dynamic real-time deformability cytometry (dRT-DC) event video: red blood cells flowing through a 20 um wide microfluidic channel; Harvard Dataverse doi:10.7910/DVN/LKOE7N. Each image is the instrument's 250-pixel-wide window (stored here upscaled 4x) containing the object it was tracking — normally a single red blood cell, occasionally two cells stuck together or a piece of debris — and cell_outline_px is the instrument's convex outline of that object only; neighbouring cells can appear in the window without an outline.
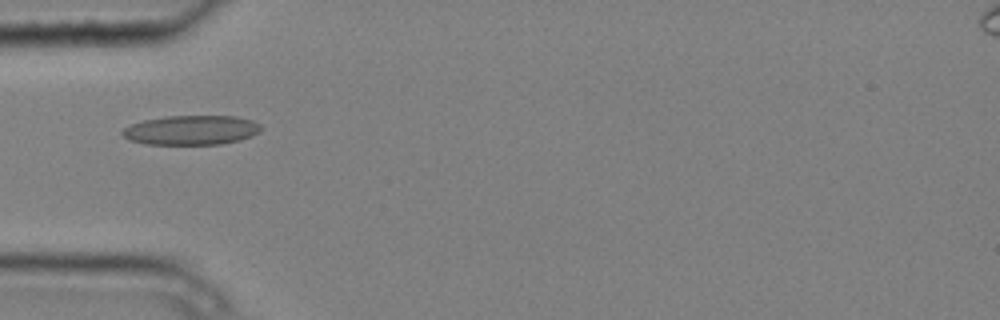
{"species": "common noctule bat (a hibernating species)", "species_latin": "Nyctalus noctula", "temperature_condition": "cold", "stored_images_in_passage": 10, "camera_frame_rate_fps": 3000, "um_per_image_px": 0.085, "animal": {"sex": "male", "body_mass_g": 20.4}, "frame": {"image": 1, "passage_image": 2, "time_ms": 0.333, "image_size_px": [1000, 320], "cell_outline_px": [[264, 128], [260, 132], [252, 136], [240, 140], [220, 144], [144, 144], [128, 140], [120, 132], [124, 128], [132, 124], [144, 120], [164, 116], [236, 116], [252, 120], [260, 124]], "centroid_in_image_um": [16.28, 11.06], "position_along_channel_um": 68.7, "area_um2": 23.99}}
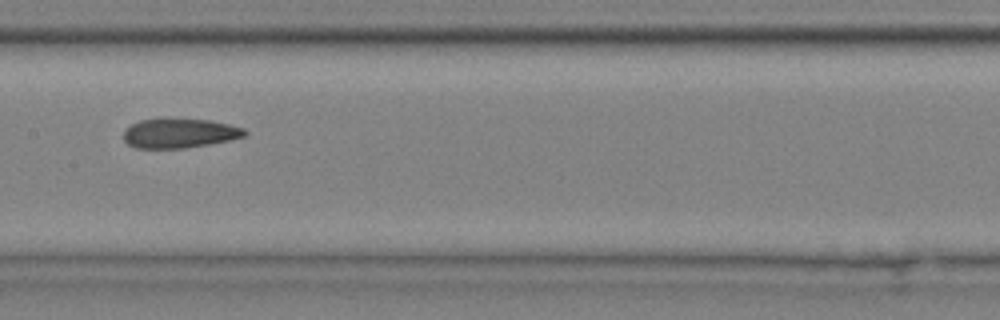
{"frame": {"image": 2, "passage_image": 5, "time_ms": 1.333, "image_size_px": [1000, 320], "cell_outline_px": [[248, 132], [244, 136], [228, 140], [208, 144], [184, 148], [136, 148], [128, 144], [124, 140], [124, 128], [140, 120], [164, 116], [208, 120], [228, 124], [244, 128]], "centroid_in_image_um": [15.21, 11.28], "position_along_channel_um": 192.2, "area_um2": 21.27}}
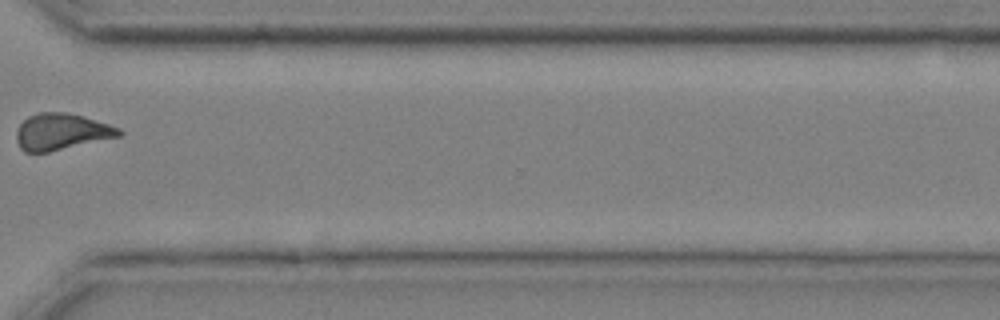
{"frame": {"image": 3, "passage_image": 9, "time_ms": 2.667, "image_size_px": [1000, 320], "cell_outline_px": [[124, 132], [120, 136], [48, 152], [24, 152], [20, 148], [16, 140], [16, 132], [20, 124], [28, 116], [40, 112], [68, 112], [84, 116], [120, 128]], "centroid_in_image_um": [5.21, 11.19], "position_along_channel_um": 365.4, "area_um2": 21.79}}